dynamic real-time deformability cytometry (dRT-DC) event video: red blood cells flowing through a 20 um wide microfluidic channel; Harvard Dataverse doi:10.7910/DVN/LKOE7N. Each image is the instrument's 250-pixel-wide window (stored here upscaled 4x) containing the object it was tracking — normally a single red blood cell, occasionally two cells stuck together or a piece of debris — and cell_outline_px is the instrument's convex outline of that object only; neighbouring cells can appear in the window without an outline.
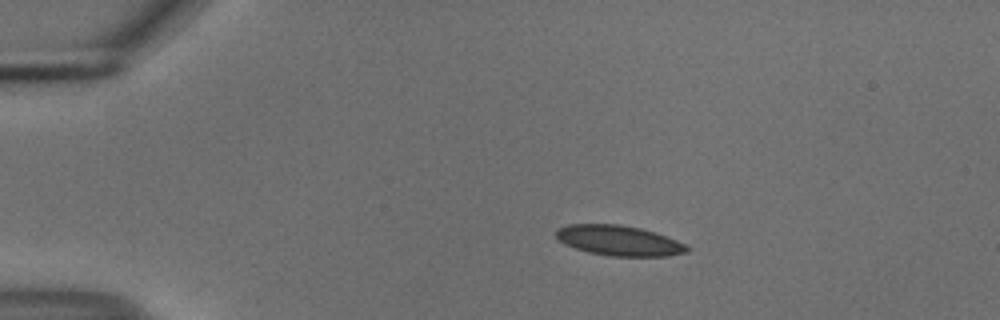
{"species": "common noctule bat (a hibernating species)", "species_latin": "Nyctalus noctula", "temperature_condition": "cold", "stored_images_in_passage": 4, "camera_frame_rate_fps": 3000, "um_per_image_px": 0.085, "animal": {"sex": "male", "body_mass_g": 18.8}, "frame": {"image": 1, "passage_image": 2, "time_ms": 0.333, "image_size_px": [1000, 320], "cell_outline_px": [[692, 248], [688, 252], [668, 256], [608, 256], [588, 252], [564, 244], [556, 240], [556, 228], [568, 224], [620, 224], [640, 228], [656, 232], [676, 240]], "centroid_in_image_um": [52.6, 20.44], "position_along_channel_um": 32.4, "area_um2": 23.29}}